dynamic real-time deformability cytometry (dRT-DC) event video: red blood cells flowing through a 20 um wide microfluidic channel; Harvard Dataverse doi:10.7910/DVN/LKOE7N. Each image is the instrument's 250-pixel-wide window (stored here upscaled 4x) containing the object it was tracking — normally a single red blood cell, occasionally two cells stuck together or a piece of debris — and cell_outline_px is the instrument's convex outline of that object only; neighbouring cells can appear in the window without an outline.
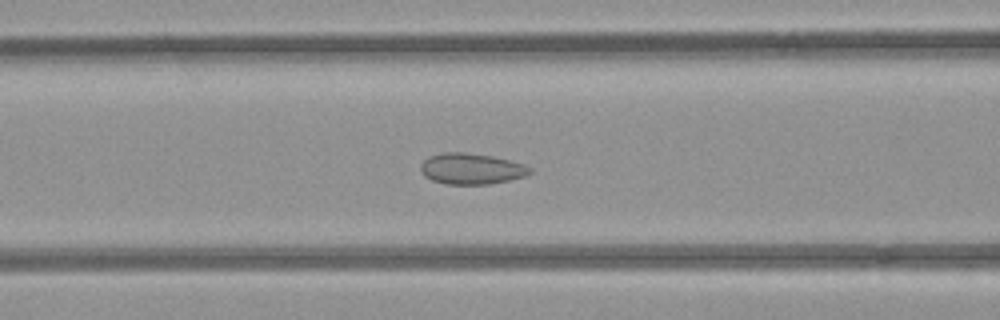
{"species": "common noctule bat (a hibernating species)", "species_latin": "Nyctalus noctula", "temperature_condition": "room temperature", "stored_images_in_passage": 46, "camera_frame_rate_fps": 3000, "um_per_image_px": 0.085, "animal": {"sex": "female", "body_mass_g": 21.9}, "frame": {"image": 1, "passage_image": 22, "time_ms": 7.0, "image_size_px": [1000, 320], "cell_outline_px": [[532, 172], [524, 176], [508, 180], [488, 184], [444, 184], [432, 180], [424, 176], [420, 172], [420, 164], [428, 156], [444, 152], [464, 152], [492, 156], [524, 164], [532, 168]], "centroid_in_image_um": [40.02, 14.34], "position_along_channel_um": 126.6, "area_um2": 19.77}}
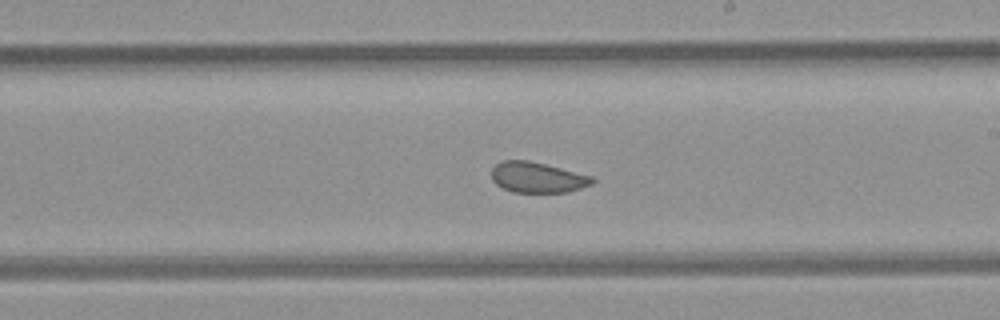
{"frame": {"image": 2, "passage_image": 31, "time_ms": 10.0, "image_size_px": [1000, 320], "cell_outline_px": [[596, 180], [592, 184], [568, 192], [512, 192], [496, 184], [492, 180], [492, 168], [500, 160], [528, 160], [592, 176]], "centroid_in_image_um": [45.66, 15.08], "position_along_channel_um": 243.3, "area_um2": 17.86}}
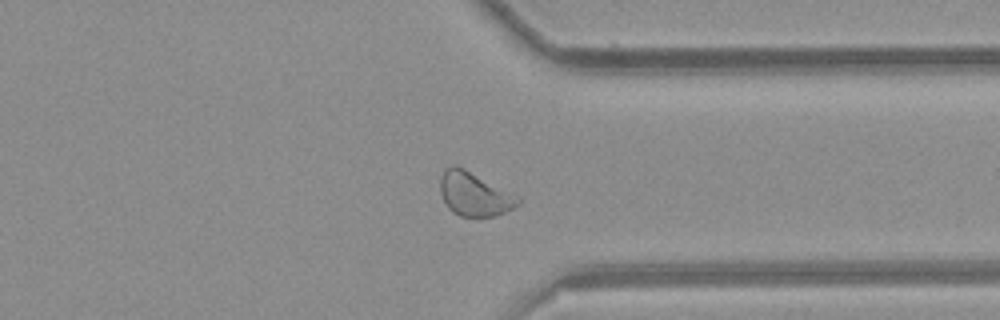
{"frame": {"image": 3, "passage_image": 41, "time_ms": 13.333, "image_size_px": [1000, 320], "cell_outline_px": [[520, 204], [496, 216], [460, 216], [452, 212], [448, 208], [440, 192], [440, 176], [444, 168], [452, 164], [456, 164], [520, 196]], "centroid_in_image_um": [40.31, 16.47], "position_along_channel_um": 371.1, "area_um2": 20.06}, "authors_computed_cell_mechanics": {"area_um2": 20.23, "velocity_mm_per_s": 3.9015, "shape_relaxation_time_tau1_ms": null, "shape_relaxation_time_tau2_ms": 1.1046, "deformation_change_tau1": null, "deformation_change_tau2": 0.0679}}